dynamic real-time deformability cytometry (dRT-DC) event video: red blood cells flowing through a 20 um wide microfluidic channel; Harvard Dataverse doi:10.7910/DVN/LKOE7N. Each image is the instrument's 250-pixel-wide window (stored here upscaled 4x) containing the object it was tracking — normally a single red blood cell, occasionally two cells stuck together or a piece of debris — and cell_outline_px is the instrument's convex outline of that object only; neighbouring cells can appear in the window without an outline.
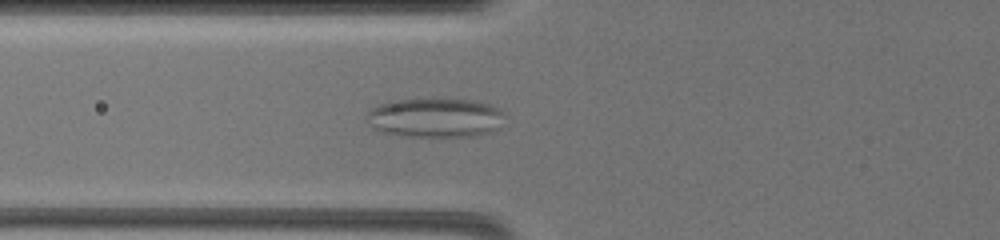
{"species": "common noctule bat (a hibernating species)", "species_latin": "Nyctalus noctula", "temperature_condition": "warm", "stored_images_in_passage": 71, "camera_frame_rate_fps": 3000, "um_per_image_px": 0.085, "animal": {"sex": "female", "body_mass_g": 19.5, "forearm_length_mm": 54.1}, "frame": {"image": 1, "passage_image": 38, "time_ms": 10.333, "image_size_px": [1000, 240], "cell_outline_px": [[500, 112], [492, 132], [476, 136], [408, 136], [380, 132], [372, 124], [368, 116], [368, 112], [372, 108], [380, 104], [396, 100], [468, 100], [488, 104], [496, 108]], "centroid_in_image_um": [36.92, 10.02], "position_along_channel_um": 88.9, "area_um2": 30.17}}
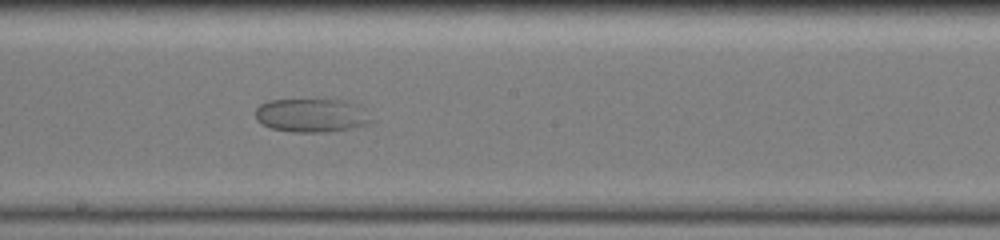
{"frame": {"image": 2, "passage_image": 51, "time_ms": 14.333, "image_size_px": [1000, 240], "cell_outline_px": [[372, 120], [364, 124], [348, 128], [324, 132], [292, 132], [272, 128], [256, 120], [256, 108], [260, 104], [268, 100], [348, 100], [360, 104], [364, 108]], "centroid_in_image_um": [26.48, 9.79], "position_along_channel_um": 221.7, "area_um2": 22.54}}
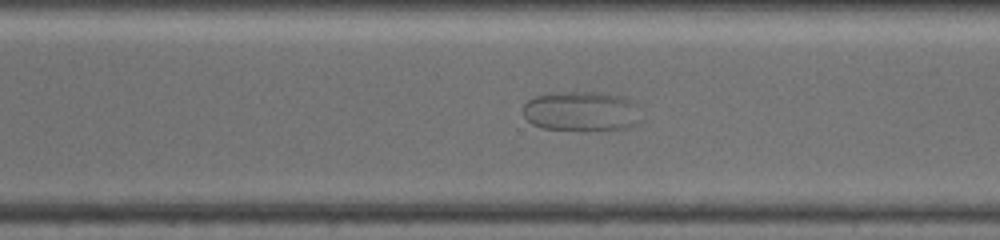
{"frame": {"image": 3, "passage_image": 67, "time_ms": 17.333, "image_size_px": [1000, 240], "cell_outline_px": [[632, 124], [624, 128], [540, 128], [532, 124], [524, 116], [524, 104], [528, 100], [536, 96], [568, 92], [604, 92], [616, 96], [624, 100]], "centroid_in_image_um": [49.09, 9.43], "position_along_channel_um": 321.5, "area_um2": 24.62}}